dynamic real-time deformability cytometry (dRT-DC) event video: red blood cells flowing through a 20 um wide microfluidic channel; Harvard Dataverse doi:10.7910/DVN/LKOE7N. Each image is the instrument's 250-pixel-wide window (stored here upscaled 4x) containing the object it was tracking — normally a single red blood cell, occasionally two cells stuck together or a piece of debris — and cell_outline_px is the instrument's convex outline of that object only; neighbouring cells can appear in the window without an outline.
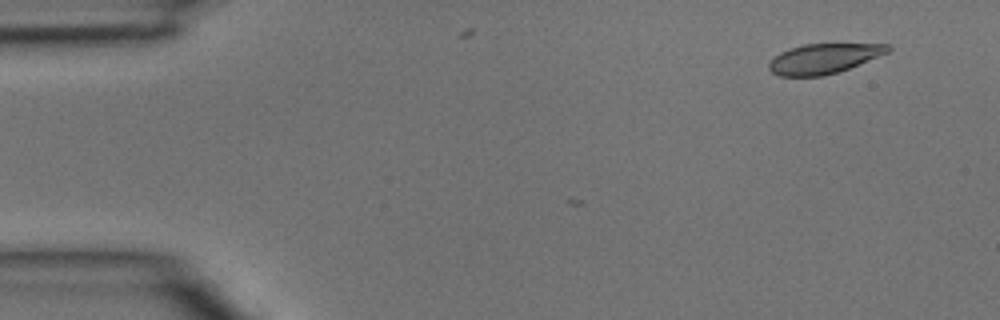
{"species": "common noctule bat (a hibernating species)", "species_latin": "Nyctalus noctula", "temperature_condition": "room temperature", "stored_images_in_passage": 5, "camera_frame_rate_fps": 3000, "um_per_image_px": 0.085, "animal": {"sex": "male", "body_mass_g": 15.6}, "frame": {"image": 1, "passage_image": 5, "time_ms": 1.333, "image_size_px": [1000, 320], "cell_outline_px": [[892, 48], [888, 52], [848, 68], [824, 76], [780, 76], [772, 72], [768, 68], [768, 64], [780, 52], [788, 48], [804, 44], [888, 44]], "centroid_in_image_um": [69.98, 4.97], "position_along_channel_um": 15.0, "area_um2": 20.46}}